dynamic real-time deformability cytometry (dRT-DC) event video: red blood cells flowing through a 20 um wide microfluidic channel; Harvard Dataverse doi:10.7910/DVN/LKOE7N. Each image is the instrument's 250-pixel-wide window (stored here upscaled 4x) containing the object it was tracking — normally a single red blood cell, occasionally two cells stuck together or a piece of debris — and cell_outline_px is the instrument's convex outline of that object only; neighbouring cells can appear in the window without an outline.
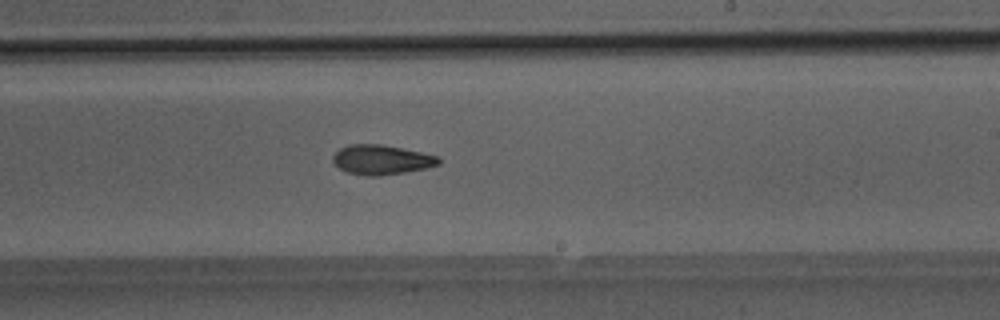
{"species": "Egyptian fruit bat (a non-hibernating species)", "species_latin": "Rousettus aegyptiacus", "temperature_condition": "room temperature", "stored_images_in_passage": 31, "camera_frame_rate_fps": 3000, "um_per_image_px": 0.085, "animal": {"sex": "male"}, "frame": {"image": 1, "passage_image": 27, "time_ms": 8.667, "image_size_px": [1000, 320], "cell_outline_px": [[440, 164], [424, 168], [404, 172], [380, 176], [368, 176], [348, 172], [340, 168], [332, 160], [332, 156], [340, 148], [348, 144], [380, 144], [404, 148], [440, 156]], "centroid_in_image_um": [32.44, 13.56], "position_along_channel_um": 256.6, "area_um2": 18.26}}